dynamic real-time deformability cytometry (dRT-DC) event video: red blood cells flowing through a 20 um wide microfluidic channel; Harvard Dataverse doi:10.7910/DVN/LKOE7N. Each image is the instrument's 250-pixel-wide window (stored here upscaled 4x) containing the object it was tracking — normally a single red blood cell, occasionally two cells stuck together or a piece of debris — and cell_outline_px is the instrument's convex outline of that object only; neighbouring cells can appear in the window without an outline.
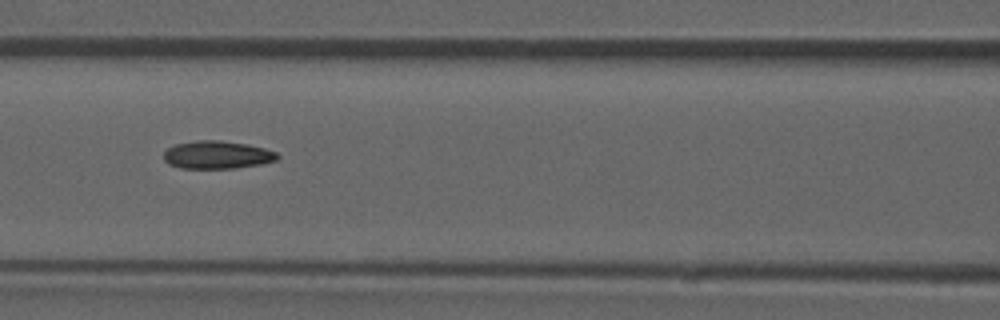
{"species": "common noctule bat (a hibernating species)", "species_latin": "Nyctalus noctula", "temperature_condition": "room temperature", "stored_images_in_passage": 52, "camera_frame_rate_fps": 3000, "um_per_image_px": 0.085, "animal": {"sex": "male", "forearm_length_mm": 52.5}, "frame": {"image": 1, "passage_image": 23, "time_ms": 7.333, "image_size_px": [1000, 320], "cell_outline_px": [[280, 156], [276, 160], [260, 164], [236, 168], [180, 168], [168, 164], [164, 160], [164, 152], [168, 148], [176, 144], [196, 140], [220, 140], [248, 144], [264, 148], [276, 152]], "centroid_in_image_um": [18.45, 13.16], "position_along_channel_um": 148.1, "area_um2": 18.5}, "authors_computed_cell_mechanics": {"area_um2": 18.4671, "velocity_mm_per_s": 3.9063, "shape_relaxation_time_tau1_ms": null, "shape_relaxation_time_tau2_ms": 3.8387, "deformation_change_tau1": null, "deformation_change_tau2": 0.104}}